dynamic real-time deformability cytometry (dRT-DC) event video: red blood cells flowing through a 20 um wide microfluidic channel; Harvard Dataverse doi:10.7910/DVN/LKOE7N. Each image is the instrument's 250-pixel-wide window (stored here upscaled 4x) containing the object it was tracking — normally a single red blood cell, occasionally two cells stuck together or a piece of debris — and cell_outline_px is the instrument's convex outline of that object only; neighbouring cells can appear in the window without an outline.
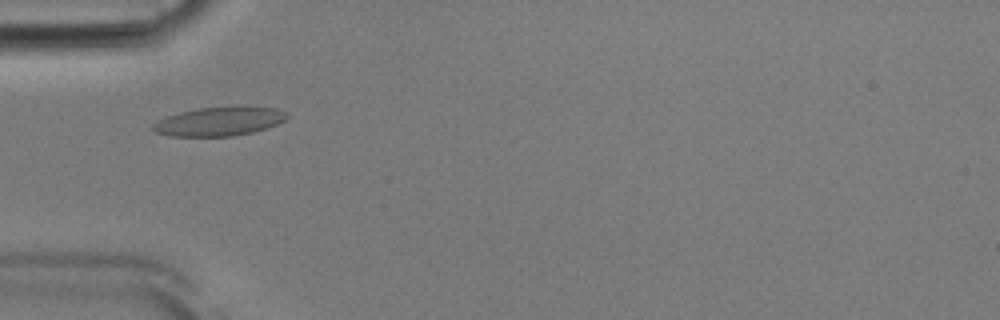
{"species": "Egyptian fruit bat (a non-hibernating species)", "species_latin": "Rousettus aegyptiacus", "temperature_condition": "room temperature", "stored_images_in_passage": 50, "camera_frame_rate_fps": 3000, "um_per_image_px": 0.085, "animal": {"sex": "male"}, "frame": {"image": 1, "passage_image": 14, "time_ms": 4.333, "image_size_px": [1000, 320], "cell_outline_px": [[288, 116], [284, 120], [276, 124], [252, 132], [232, 136], [168, 136], [156, 132], [148, 128], [156, 120], [180, 112], [200, 108], [276, 108], [288, 112]], "centroid_in_image_um": [18.55, 10.34], "position_along_channel_um": 66.5, "area_um2": 22.02}}
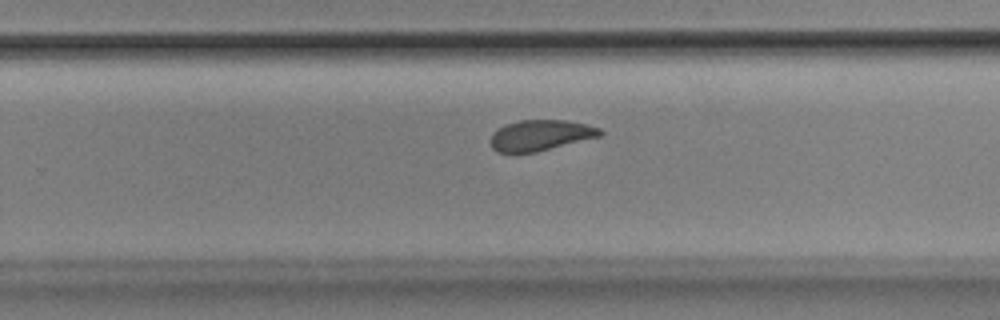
{"frame": {"image": 2, "passage_image": 31, "time_ms": 10.0, "image_size_px": [1000, 320], "cell_outline_px": [[604, 132], [600, 136], [536, 152], [512, 156], [496, 152], [492, 148], [488, 140], [492, 132], [504, 124], [520, 120], [564, 120], [584, 124], [600, 128]], "centroid_in_image_um": [45.82, 11.54], "position_along_channel_um": 284.0, "area_um2": 20.23}}
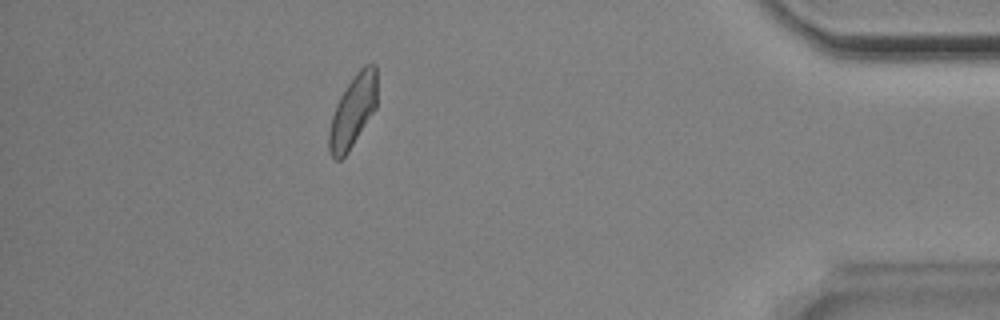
{"frame": {"image": 3, "passage_image": 44, "time_ms": 14.333, "image_size_px": [1000, 320], "cell_outline_px": [[376, 108], [348, 152], [340, 160], [336, 160], [332, 156], [328, 148], [328, 132], [332, 116], [336, 104], [340, 96], [356, 72], [364, 64], [376, 64]], "centroid_in_image_um": [29.98, 9.45], "position_along_channel_um": 405.2, "area_um2": 20.06}, "authors_computed_cell_mechanics": {"area_um2": 20.8369, "velocity_mm_per_s": 3.859, "shape_relaxation_time_tau1_ms": 4.5416, "shape_relaxation_time_tau2_ms": 2.8663, "deformation_change_tau1": 0.1214, "deformation_change_tau2": 0.072}}